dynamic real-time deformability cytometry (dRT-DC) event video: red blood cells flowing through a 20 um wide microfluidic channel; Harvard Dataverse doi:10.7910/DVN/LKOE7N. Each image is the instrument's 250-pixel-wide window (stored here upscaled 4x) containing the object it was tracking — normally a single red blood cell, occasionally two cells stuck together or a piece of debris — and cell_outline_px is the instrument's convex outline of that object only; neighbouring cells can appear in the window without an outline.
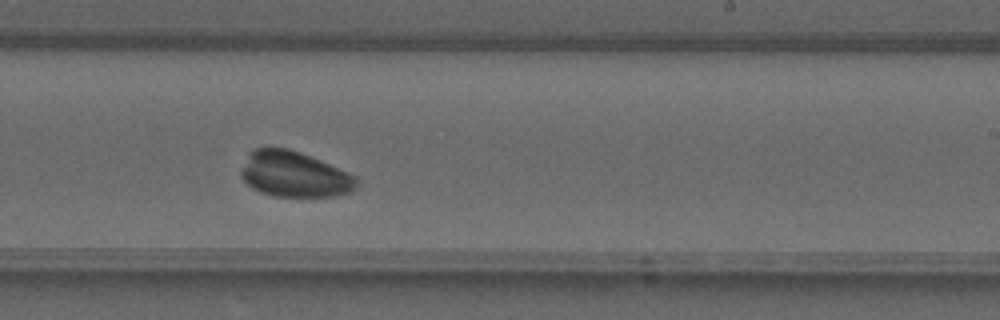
{"species": "common noctule bat (a hibernating species)", "species_latin": "Nyctalus noctula", "temperature_condition": "warm", "stored_images_in_passage": 35, "camera_frame_rate_fps": 3000, "um_per_image_px": 0.085, "animal": {"sex": "male", "forearm_length_mm": 52.5}, "frame": {"image": 1, "passage_image": 19, "time_ms": 6.0, "image_size_px": [1000, 320], "cell_outline_px": [[356, 188], [348, 192], [336, 196], [272, 196], [260, 192], [252, 188], [240, 176], [240, 172], [248, 152], [256, 148], [288, 148], [300, 152], [348, 172], [356, 176]], "centroid_in_image_um": [24.98, 14.82], "position_along_channel_um": 264.0, "area_um2": 30.52}}
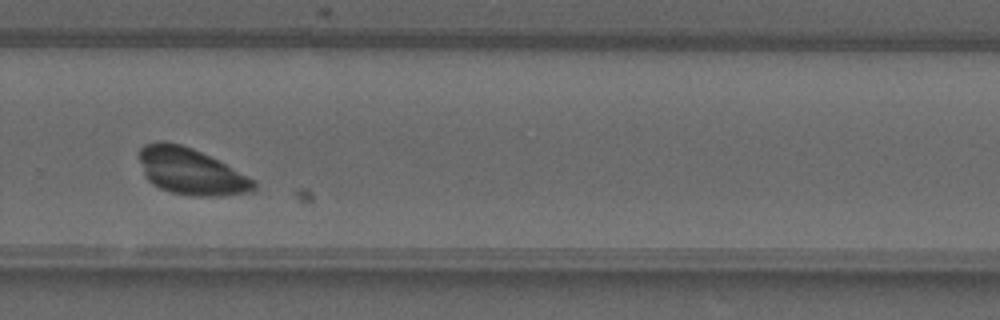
{"frame": {"image": 2, "passage_image": 22, "time_ms": 7.0, "image_size_px": [1000, 320], "cell_outline_px": [[256, 188], [252, 192], [224, 196], [192, 196], [172, 192], [160, 188], [152, 184], [144, 176], [140, 160], [140, 148], [144, 144], [160, 140], [180, 144], [192, 148], [256, 180]], "centroid_in_image_um": [16.22, 14.58], "position_along_channel_um": 313.6, "area_um2": 30.92}}
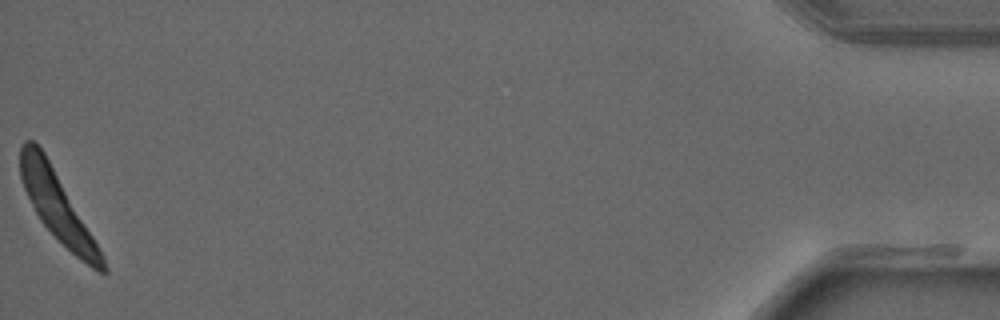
{"frame": {"image": 3, "passage_image": 35, "time_ms": 11.333, "image_size_px": [1000, 320], "cell_outline_px": [[108, 272], [100, 272], [92, 268], [80, 260], [40, 220], [24, 188], [20, 176], [20, 148], [24, 140], [32, 140], [44, 152], [104, 256], [108, 268]], "centroid_in_image_um": [4.87, 17.54], "position_along_channel_um": 430.3, "area_um2": 31.5}}